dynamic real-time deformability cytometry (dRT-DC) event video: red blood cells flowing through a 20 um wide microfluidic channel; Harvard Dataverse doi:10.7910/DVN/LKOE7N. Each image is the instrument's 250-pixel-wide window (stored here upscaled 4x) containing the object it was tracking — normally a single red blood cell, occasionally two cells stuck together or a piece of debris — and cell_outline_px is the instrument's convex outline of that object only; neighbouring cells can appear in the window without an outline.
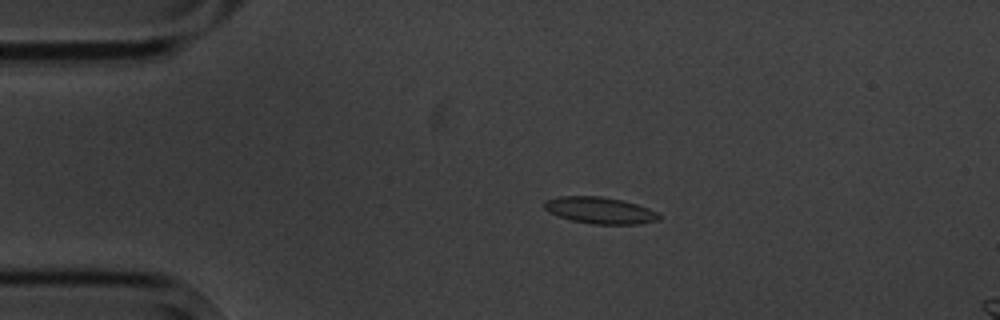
{"species": "common noctule bat (a hibernating species)", "species_latin": "Nyctalus noctula", "temperature_condition": "cold", "stored_images_in_passage": 6, "camera_frame_rate_fps": 3000, "um_per_image_px": 0.085, "animal": {"sex": "male", "body_mass_g": 20.1, "forearm_length_mm": 53.5}, "frame": {"image": 1, "passage_image": 2, "time_ms": 1.333, "image_size_px": [1000, 320], "cell_outline_px": [[660, 220], [640, 224], [592, 224], [572, 220], [548, 212], [544, 208], [544, 200], [560, 196], [600, 196], [620, 200], [636, 204], [648, 208], [656, 212], [660, 216]], "centroid_in_image_um": [50.98, 17.88], "position_along_channel_um": 34.0, "area_um2": 17.69}}
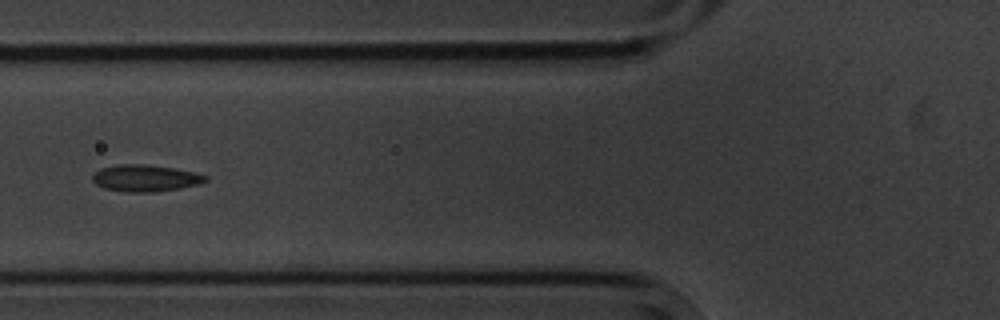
{"frame": {"image": 2, "passage_image": 5, "time_ms": 4.667, "image_size_px": [1000, 320], "cell_outline_px": [[208, 180], [200, 184], [180, 188], [156, 192], [124, 192], [104, 188], [96, 184], [92, 180], [92, 176], [100, 168], [120, 164], [148, 164], [196, 172], [208, 176]], "centroid_in_image_um": [12.37, 15.14], "position_along_channel_um": 113.4, "area_um2": 17.74}}
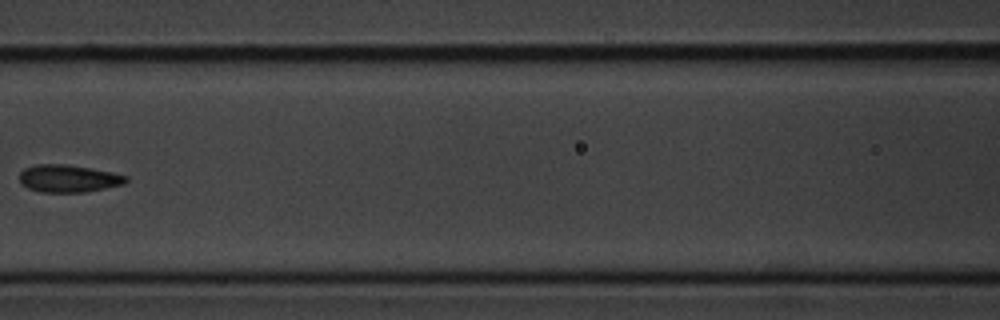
{"frame": {"image": 3, "passage_image": 6, "time_ms": 6.0, "image_size_px": [1000, 320], "cell_outline_px": [[128, 180], [124, 184], [84, 192], [40, 192], [28, 188], [20, 180], [20, 172], [24, 168], [36, 164], [64, 164], [112, 172], [128, 176]], "centroid_in_image_um": [5.82, 15.17], "position_along_channel_um": 160.8, "area_um2": 16.88}}